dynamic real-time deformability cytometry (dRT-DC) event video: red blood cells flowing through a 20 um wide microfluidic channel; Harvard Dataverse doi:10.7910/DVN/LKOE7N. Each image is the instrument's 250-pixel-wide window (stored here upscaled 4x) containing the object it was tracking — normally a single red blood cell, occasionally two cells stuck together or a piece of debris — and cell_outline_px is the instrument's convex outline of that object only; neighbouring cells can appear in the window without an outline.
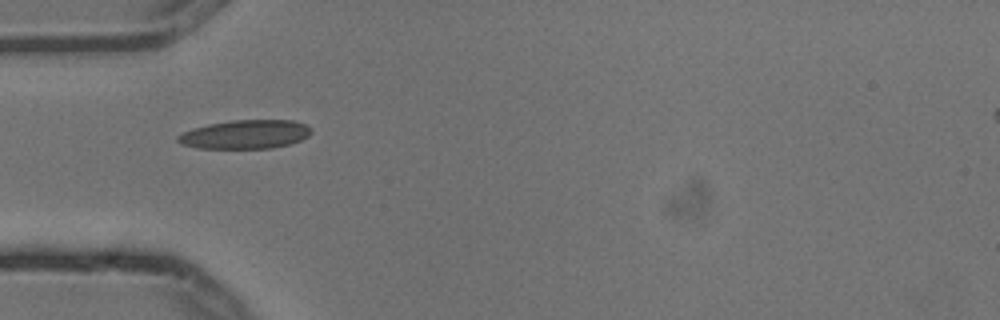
{"species": "common noctule bat (a hibernating species)", "species_latin": "Nyctalus noctula", "temperature_condition": "cold", "stored_images_in_passage": 9, "camera_frame_rate_fps": 3000, "um_per_image_px": 0.085, "animal": {"sex": "male", "body_mass_g": 13.3}, "frame": {"image": 1, "passage_image": 4, "time_ms": 1.0, "image_size_px": [1000, 320], "cell_outline_px": [[312, 132], [308, 136], [300, 140], [288, 144], [272, 148], [196, 148], [180, 144], [176, 140], [176, 136], [192, 128], [208, 124], [232, 120], [292, 120], [304, 124], [312, 128]], "centroid_in_image_um": [20.82, 11.42], "position_along_channel_um": 64.2, "area_um2": 22.43}}
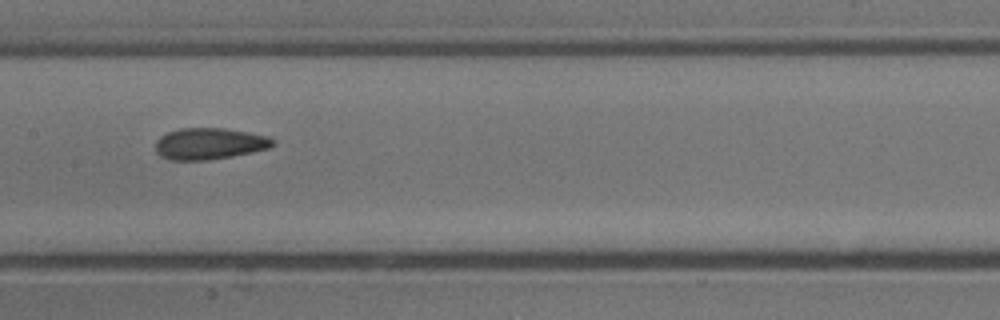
{"frame": {"image": 2, "passage_image": 7, "time_ms": 2.0, "image_size_px": [1000, 320], "cell_outline_px": [[276, 144], [268, 148], [232, 156], [208, 160], [172, 160], [160, 156], [156, 152], [156, 140], [160, 136], [168, 132], [180, 128], [224, 128], [248, 132], [268, 136], [276, 140]], "centroid_in_image_um": [17.8, 12.21], "position_along_channel_um": 189.6, "area_um2": 21.56}}
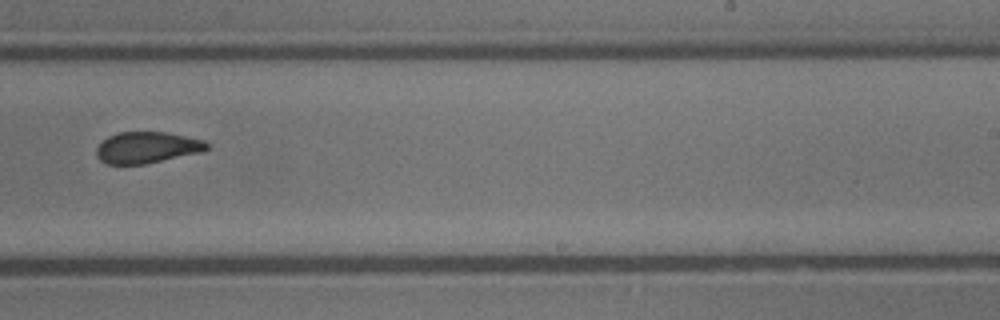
{"frame": {"image": 3, "passage_image": 9, "time_ms": 2.667, "image_size_px": [1000, 320], "cell_outline_px": [[208, 148], [200, 152], [144, 164], [108, 164], [100, 160], [96, 156], [96, 148], [108, 136], [116, 132], [168, 132], [204, 140], [208, 144]], "centroid_in_image_um": [12.47, 12.53], "position_along_channel_um": 276.5, "area_um2": 20.06}}